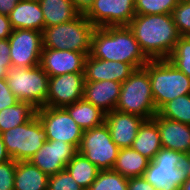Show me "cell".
I'll use <instances>...</instances> for the list:
<instances>
[{
	"mask_svg": "<svg viewBox=\"0 0 190 190\" xmlns=\"http://www.w3.org/2000/svg\"><path fill=\"white\" fill-rule=\"evenodd\" d=\"M73 6L80 14H85L92 6L94 0H71Z\"/></svg>",
	"mask_w": 190,
	"mask_h": 190,
	"instance_id": "cell-39",
	"label": "cell"
},
{
	"mask_svg": "<svg viewBox=\"0 0 190 190\" xmlns=\"http://www.w3.org/2000/svg\"><path fill=\"white\" fill-rule=\"evenodd\" d=\"M39 4L44 17V28L69 22L80 15L71 0H41Z\"/></svg>",
	"mask_w": 190,
	"mask_h": 190,
	"instance_id": "cell-24",
	"label": "cell"
},
{
	"mask_svg": "<svg viewBox=\"0 0 190 190\" xmlns=\"http://www.w3.org/2000/svg\"><path fill=\"white\" fill-rule=\"evenodd\" d=\"M64 109L83 130H89L105 122V113L84 98L65 106Z\"/></svg>",
	"mask_w": 190,
	"mask_h": 190,
	"instance_id": "cell-23",
	"label": "cell"
},
{
	"mask_svg": "<svg viewBox=\"0 0 190 190\" xmlns=\"http://www.w3.org/2000/svg\"><path fill=\"white\" fill-rule=\"evenodd\" d=\"M160 132L163 148L190 153V125L161 117L158 113L152 118Z\"/></svg>",
	"mask_w": 190,
	"mask_h": 190,
	"instance_id": "cell-18",
	"label": "cell"
},
{
	"mask_svg": "<svg viewBox=\"0 0 190 190\" xmlns=\"http://www.w3.org/2000/svg\"><path fill=\"white\" fill-rule=\"evenodd\" d=\"M184 166H185L186 171H187V178L190 179V153L185 155Z\"/></svg>",
	"mask_w": 190,
	"mask_h": 190,
	"instance_id": "cell-42",
	"label": "cell"
},
{
	"mask_svg": "<svg viewBox=\"0 0 190 190\" xmlns=\"http://www.w3.org/2000/svg\"><path fill=\"white\" fill-rule=\"evenodd\" d=\"M150 160L132 148H121L118 152L113 171L126 178L140 177L147 169Z\"/></svg>",
	"mask_w": 190,
	"mask_h": 190,
	"instance_id": "cell-25",
	"label": "cell"
},
{
	"mask_svg": "<svg viewBox=\"0 0 190 190\" xmlns=\"http://www.w3.org/2000/svg\"><path fill=\"white\" fill-rule=\"evenodd\" d=\"M8 18L13 30L28 29L42 32L44 29V17L39 1L20 0Z\"/></svg>",
	"mask_w": 190,
	"mask_h": 190,
	"instance_id": "cell-20",
	"label": "cell"
},
{
	"mask_svg": "<svg viewBox=\"0 0 190 190\" xmlns=\"http://www.w3.org/2000/svg\"><path fill=\"white\" fill-rule=\"evenodd\" d=\"M6 81L18 101L29 102L36 109L44 107L49 76L40 65L32 68L11 66Z\"/></svg>",
	"mask_w": 190,
	"mask_h": 190,
	"instance_id": "cell-7",
	"label": "cell"
},
{
	"mask_svg": "<svg viewBox=\"0 0 190 190\" xmlns=\"http://www.w3.org/2000/svg\"><path fill=\"white\" fill-rule=\"evenodd\" d=\"M131 148L150 161L161 150L160 132L157 124L152 119L145 120L139 127Z\"/></svg>",
	"mask_w": 190,
	"mask_h": 190,
	"instance_id": "cell-21",
	"label": "cell"
},
{
	"mask_svg": "<svg viewBox=\"0 0 190 190\" xmlns=\"http://www.w3.org/2000/svg\"><path fill=\"white\" fill-rule=\"evenodd\" d=\"M185 155L166 148L155 155L143 173V178L156 190H180L187 179Z\"/></svg>",
	"mask_w": 190,
	"mask_h": 190,
	"instance_id": "cell-6",
	"label": "cell"
},
{
	"mask_svg": "<svg viewBox=\"0 0 190 190\" xmlns=\"http://www.w3.org/2000/svg\"><path fill=\"white\" fill-rule=\"evenodd\" d=\"M128 190H156L143 176L132 177L128 180Z\"/></svg>",
	"mask_w": 190,
	"mask_h": 190,
	"instance_id": "cell-37",
	"label": "cell"
},
{
	"mask_svg": "<svg viewBox=\"0 0 190 190\" xmlns=\"http://www.w3.org/2000/svg\"><path fill=\"white\" fill-rule=\"evenodd\" d=\"M145 120L139 115L116 110L105 114V124L108 126L112 141L120 149L131 148L139 127Z\"/></svg>",
	"mask_w": 190,
	"mask_h": 190,
	"instance_id": "cell-16",
	"label": "cell"
},
{
	"mask_svg": "<svg viewBox=\"0 0 190 190\" xmlns=\"http://www.w3.org/2000/svg\"><path fill=\"white\" fill-rule=\"evenodd\" d=\"M168 60L190 78V36H180Z\"/></svg>",
	"mask_w": 190,
	"mask_h": 190,
	"instance_id": "cell-30",
	"label": "cell"
},
{
	"mask_svg": "<svg viewBox=\"0 0 190 190\" xmlns=\"http://www.w3.org/2000/svg\"><path fill=\"white\" fill-rule=\"evenodd\" d=\"M115 110L139 115L146 120L152 119L158 113L151 92L149 74L144 67L135 69L122 83Z\"/></svg>",
	"mask_w": 190,
	"mask_h": 190,
	"instance_id": "cell-5",
	"label": "cell"
},
{
	"mask_svg": "<svg viewBox=\"0 0 190 190\" xmlns=\"http://www.w3.org/2000/svg\"><path fill=\"white\" fill-rule=\"evenodd\" d=\"M17 102L18 99L8 86L6 78L0 79V111L13 106Z\"/></svg>",
	"mask_w": 190,
	"mask_h": 190,
	"instance_id": "cell-35",
	"label": "cell"
},
{
	"mask_svg": "<svg viewBox=\"0 0 190 190\" xmlns=\"http://www.w3.org/2000/svg\"><path fill=\"white\" fill-rule=\"evenodd\" d=\"M49 176L29 161H18L14 190H47Z\"/></svg>",
	"mask_w": 190,
	"mask_h": 190,
	"instance_id": "cell-22",
	"label": "cell"
},
{
	"mask_svg": "<svg viewBox=\"0 0 190 190\" xmlns=\"http://www.w3.org/2000/svg\"><path fill=\"white\" fill-rule=\"evenodd\" d=\"M180 190H190V179L187 178L186 181L182 184Z\"/></svg>",
	"mask_w": 190,
	"mask_h": 190,
	"instance_id": "cell-44",
	"label": "cell"
},
{
	"mask_svg": "<svg viewBox=\"0 0 190 190\" xmlns=\"http://www.w3.org/2000/svg\"><path fill=\"white\" fill-rule=\"evenodd\" d=\"M90 55L98 59L128 63L134 69L142 68L150 60L128 26L95 27Z\"/></svg>",
	"mask_w": 190,
	"mask_h": 190,
	"instance_id": "cell-1",
	"label": "cell"
},
{
	"mask_svg": "<svg viewBox=\"0 0 190 190\" xmlns=\"http://www.w3.org/2000/svg\"><path fill=\"white\" fill-rule=\"evenodd\" d=\"M36 115L46 131L48 140L63 141L79 148L83 130L64 108L44 106L36 109Z\"/></svg>",
	"mask_w": 190,
	"mask_h": 190,
	"instance_id": "cell-10",
	"label": "cell"
},
{
	"mask_svg": "<svg viewBox=\"0 0 190 190\" xmlns=\"http://www.w3.org/2000/svg\"><path fill=\"white\" fill-rule=\"evenodd\" d=\"M180 36H190V0H180L171 12Z\"/></svg>",
	"mask_w": 190,
	"mask_h": 190,
	"instance_id": "cell-32",
	"label": "cell"
},
{
	"mask_svg": "<svg viewBox=\"0 0 190 190\" xmlns=\"http://www.w3.org/2000/svg\"><path fill=\"white\" fill-rule=\"evenodd\" d=\"M120 148L112 141L105 122L82 134L78 152L85 156L99 170H112Z\"/></svg>",
	"mask_w": 190,
	"mask_h": 190,
	"instance_id": "cell-9",
	"label": "cell"
},
{
	"mask_svg": "<svg viewBox=\"0 0 190 190\" xmlns=\"http://www.w3.org/2000/svg\"><path fill=\"white\" fill-rule=\"evenodd\" d=\"M77 153L78 149L74 145L48 140L29 162L50 176L65 170L66 165Z\"/></svg>",
	"mask_w": 190,
	"mask_h": 190,
	"instance_id": "cell-14",
	"label": "cell"
},
{
	"mask_svg": "<svg viewBox=\"0 0 190 190\" xmlns=\"http://www.w3.org/2000/svg\"><path fill=\"white\" fill-rule=\"evenodd\" d=\"M8 73V69L5 66L0 67V79L6 78Z\"/></svg>",
	"mask_w": 190,
	"mask_h": 190,
	"instance_id": "cell-43",
	"label": "cell"
},
{
	"mask_svg": "<svg viewBox=\"0 0 190 190\" xmlns=\"http://www.w3.org/2000/svg\"><path fill=\"white\" fill-rule=\"evenodd\" d=\"M143 67L149 74L157 111L174 98L190 94V78L168 59L149 60Z\"/></svg>",
	"mask_w": 190,
	"mask_h": 190,
	"instance_id": "cell-3",
	"label": "cell"
},
{
	"mask_svg": "<svg viewBox=\"0 0 190 190\" xmlns=\"http://www.w3.org/2000/svg\"><path fill=\"white\" fill-rule=\"evenodd\" d=\"M122 83L111 80L84 82L83 98L105 114L115 110Z\"/></svg>",
	"mask_w": 190,
	"mask_h": 190,
	"instance_id": "cell-19",
	"label": "cell"
},
{
	"mask_svg": "<svg viewBox=\"0 0 190 190\" xmlns=\"http://www.w3.org/2000/svg\"><path fill=\"white\" fill-rule=\"evenodd\" d=\"M12 31L13 28L8 16L0 13V39H8L12 34Z\"/></svg>",
	"mask_w": 190,
	"mask_h": 190,
	"instance_id": "cell-38",
	"label": "cell"
},
{
	"mask_svg": "<svg viewBox=\"0 0 190 190\" xmlns=\"http://www.w3.org/2000/svg\"><path fill=\"white\" fill-rule=\"evenodd\" d=\"M20 0H0V13L8 16Z\"/></svg>",
	"mask_w": 190,
	"mask_h": 190,
	"instance_id": "cell-40",
	"label": "cell"
},
{
	"mask_svg": "<svg viewBox=\"0 0 190 190\" xmlns=\"http://www.w3.org/2000/svg\"><path fill=\"white\" fill-rule=\"evenodd\" d=\"M3 143L11 159L29 161L48 141L46 131L35 114L28 122L1 133Z\"/></svg>",
	"mask_w": 190,
	"mask_h": 190,
	"instance_id": "cell-8",
	"label": "cell"
},
{
	"mask_svg": "<svg viewBox=\"0 0 190 190\" xmlns=\"http://www.w3.org/2000/svg\"><path fill=\"white\" fill-rule=\"evenodd\" d=\"M9 55L10 44L8 39H0V67L5 66L9 69L12 66Z\"/></svg>",
	"mask_w": 190,
	"mask_h": 190,
	"instance_id": "cell-36",
	"label": "cell"
},
{
	"mask_svg": "<svg viewBox=\"0 0 190 190\" xmlns=\"http://www.w3.org/2000/svg\"><path fill=\"white\" fill-rule=\"evenodd\" d=\"M16 166L13 159L0 164V190H14Z\"/></svg>",
	"mask_w": 190,
	"mask_h": 190,
	"instance_id": "cell-34",
	"label": "cell"
},
{
	"mask_svg": "<svg viewBox=\"0 0 190 190\" xmlns=\"http://www.w3.org/2000/svg\"><path fill=\"white\" fill-rule=\"evenodd\" d=\"M128 27L150 60L168 59L180 38L171 14L136 15Z\"/></svg>",
	"mask_w": 190,
	"mask_h": 190,
	"instance_id": "cell-2",
	"label": "cell"
},
{
	"mask_svg": "<svg viewBox=\"0 0 190 190\" xmlns=\"http://www.w3.org/2000/svg\"><path fill=\"white\" fill-rule=\"evenodd\" d=\"M8 41L12 66L32 68L40 65L43 49L42 32L15 29L12 31Z\"/></svg>",
	"mask_w": 190,
	"mask_h": 190,
	"instance_id": "cell-12",
	"label": "cell"
},
{
	"mask_svg": "<svg viewBox=\"0 0 190 190\" xmlns=\"http://www.w3.org/2000/svg\"><path fill=\"white\" fill-rule=\"evenodd\" d=\"M36 114L29 102L18 101L13 106L0 111V134L28 122Z\"/></svg>",
	"mask_w": 190,
	"mask_h": 190,
	"instance_id": "cell-26",
	"label": "cell"
},
{
	"mask_svg": "<svg viewBox=\"0 0 190 190\" xmlns=\"http://www.w3.org/2000/svg\"><path fill=\"white\" fill-rule=\"evenodd\" d=\"M134 70L128 63L98 59L89 54L84 63V80L85 82L111 80L123 83Z\"/></svg>",
	"mask_w": 190,
	"mask_h": 190,
	"instance_id": "cell-17",
	"label": "cell"
},
{
	"mask_svg": "<svg viewBox=\"0 0 190 190\" xmlns=\"http://www.w3.org/2000/svg\"><path fill=\"white\" fill-rule=\"evenodd\" d=\"M84 16L95 27L128 26L136 16L135 0H94Z\"/></svg>",
	"mask_w": 190,
	"mask_h": 190,
	"instance_id": "cell-11",
	"label": "cell"
},
{
	"mask_svg": "<svg viewBox=\"0 0 190 190\" xmlns=\"http://www.w3.org/2000/svg\"><path fill=\"white\" fill-rule=\"evenodd\" d=\"M47 190H85L65 170L49 176Z\"/></svg>",
	"mask_w": 190,
	"mask_h": 190,
	"instance_id": "cell-33",
	"label": "cell"
},
{
	"mask_svg": "<svg viewBox=\"0 0 190 190\" xmlns=\"http://www.w3.org/2000/svg\"><path fill=\"white\" fill-rule=\"evenodd\" d=\"M86 57V54L76 51L43 48L40 66L49 77L66 73H84Z\"/></svg>",
	"mask_w": 190,
	"mask_h": 190,
	"instance_id": "cell-15",
	"label": "cell"
},
{
	"mask_svg": "<svg viewBox=\"0 0 190 190\" xmlns=\"http://www.w3.org/2000/svg\"><path fill=\"white\" fill-rule=\"evenodd\" d=\"M158 114L166 119L190 125V94L181 95L165 103Z\"/></svg>",
	"mask_w": 190,
	"mask_h": 190,
	"instance_id": "cell-28",
	"label": "cell"
},
{
	"mask_svg": "<svg viewBox=\"0 0 190 190\" xmlns=\"http://www.w3.org/2000/svg\"><path fill=\"white\" fill-rule=\"evenodd\" d=\"M128 180L113 170H100L88 190H128Z\"/></svg>",
	"mask_w": 190,
	"mask_h": 190,
	"instance_id": "cell-29",
	"label": "cell"
},
{
	"mask_svg": "<svg viewBox=\"0 0 190 190\" xmlns=\"http://www.w3.org/2000/svg\"><path fill=\"white\" fill-rule=\"evenodd\" d=\"M66 171L85 190L95 181L99 169L79 152L66 165Z\"/></svg>",
	"mask_w": 190,
	"mask_h": 190,
	"instance_id": "cell-27",
	"label": "cell"
},
{
	"mask_svg": "<svg viewBox=\"0 0 190 190\" xmlns=\"http://www.w3.org/2000/svg\"><path fill=\"white\" fill-rule=\"evenodd\" d=\"M180 0H135L136 15L171 14Z\"/></svg>",
	"mask_w": 190,
	"mask_h": 190,
	"instance_id": "cell-31",
	"label": "cell"
},
{
	"mask_svg": "<svg viewBox=\"0 0 190 190\" xmlns=\"http://www.w3.org/2000/svg\"><path fill=\"white\" fill-rule=\"evenodd\" d=\"M11 160L10 155L7 153L5 144L3 143L2 136L0 134V164Z\"/></svg>",
	"mask_w": 190,
	"mask_h": 190,
	"instance_id": "cell-41",
	"label": "cell"
},
{
	"mask_svg": "<svg viewBox=\"0 0 190 190\" xmlns=\"http://www.w3.org/2000/svg\"><path fill=\"white\" fill-rule=\"evenodd\" d=\"M94 29L84 14L69 22L45 27L42 31L43 48L76 51L88 56Z\"/></svg>",
	"mask_w": 190,
	"mask_h": 190,
	"instance_id": "cell-4",
	"label": "cell"
},
{
	"mask_svg": "<svg viewBox=\"0 0 190 190\" xmlns=\"http://www.w3.org/2000/svg\"><path fill=\"white\" fill-rule=\"evenodd\" d=\"M84 73H66L49 77V87L44 106L64 108L83 98Z\"/></svg>",
	"mask_w": 190,
	"mask_h": 190,
	"instance_id": "cell-13",
	"label": "cell"
}]
</instances>
